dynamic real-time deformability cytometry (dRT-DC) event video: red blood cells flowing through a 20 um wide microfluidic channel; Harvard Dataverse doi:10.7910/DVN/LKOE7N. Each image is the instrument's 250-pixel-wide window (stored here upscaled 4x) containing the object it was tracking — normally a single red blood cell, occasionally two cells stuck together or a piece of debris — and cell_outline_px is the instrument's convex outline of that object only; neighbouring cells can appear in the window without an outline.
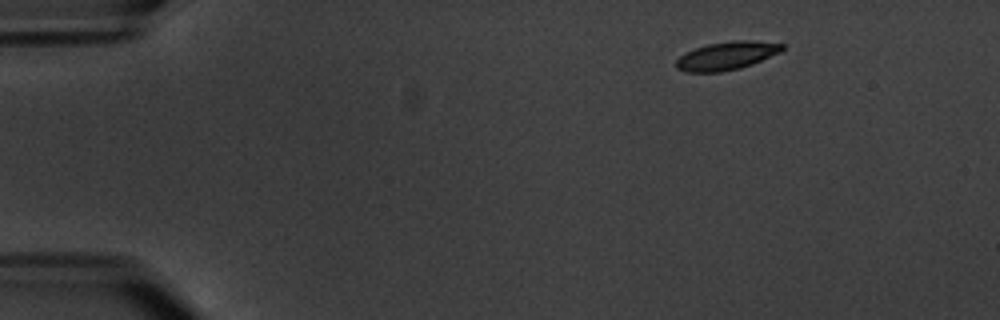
{"species": "common noctule bat (a hibernating species)", "species_latin": "Nyctalus noctula", "temperature_condition": "warm", "stored_images_in_passage": 6, "segment_of_instrument_passage": [2, 2], "camera_frame_rate_fps": 3000, "um_per_image_px": 0.085, "animal": {"sex": "male", "body_mass_g": 20.1, "forearm_length_mm": 53.5}, "frame": {"image": 1, "passage_image": 6, "time_ms": 6.667, "image_size_px": [1000, 320], "cell_outline_px": [[784, 48], [780, 52], [752, 64], [740, 68], [720, 72], [688, 72], [676, 68], [676, 60], [680, 56], [696, 48], [708, 44], [732, 40], [752, 40], [784, 44]], "centroid_in_image_um": [61.78, 4.73], "position_along_channel_um": 23.2, "area_um2": 17.28}}